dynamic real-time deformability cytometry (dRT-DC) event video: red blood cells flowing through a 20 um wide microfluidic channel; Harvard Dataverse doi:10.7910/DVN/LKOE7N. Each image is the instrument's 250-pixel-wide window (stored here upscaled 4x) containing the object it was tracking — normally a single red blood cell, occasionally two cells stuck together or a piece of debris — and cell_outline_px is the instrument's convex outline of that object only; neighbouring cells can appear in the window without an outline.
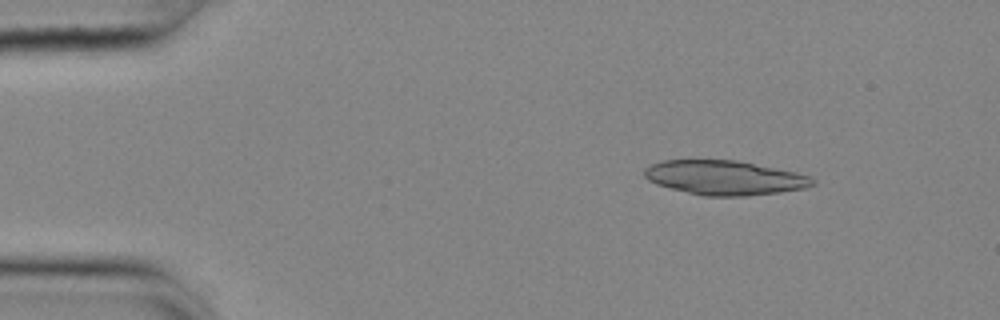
{"species": "common noctule bat (a hibernating species)", "species_latin": "Nyctalus noctula", "temperature_condition": "cold", "stored_images_in_passage": 48, "camera_frame_rate_fps": 3000, "um_per_image_px": 0.085, "animal": {"sex": "female", "body_mass_g": 25.1}, "frame": {"image": 1, "passage_image": 1, "time_ms": 0.0, "image_size_px": [1000, 320], "cell_outline_px": [[816, 184], [804, 188], [780, 192], [748, 196], [704, 196], [656, 184], [648, 180], [644, 176], [644, 168], [652, 164], [664, 160], [736, 160], [796, 172], [808, 176], [816, 180]], "centroid_in_image_um": [61.6, 15.1], "position_along_channel_um": 23.4, "area_um2": 33.58}}
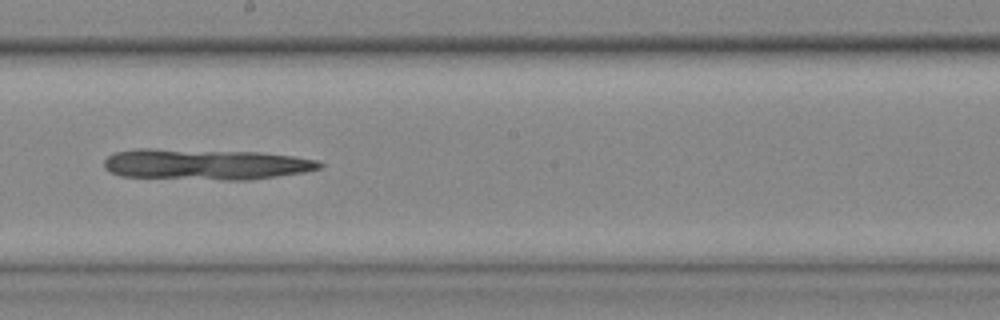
{"frame": {"image": 2, "passage_image": 24, "time_ms": 7.667, "image_size_px": [1000, 320], "cell_outline_px": [[324, 164], [320, 168], [304, 172], [252, 180], [224, 180], [120, 176], [108, 172], [104, 168], [104, 160], [108, 156], [116, 152], [136, 148], [148, 148], [260, 152], [296, 156], [316, 160]], "centroid_in_image_um": [17.46, 13.96], "position_along_channel_um": 230.7, "area_um2": 39.13}}
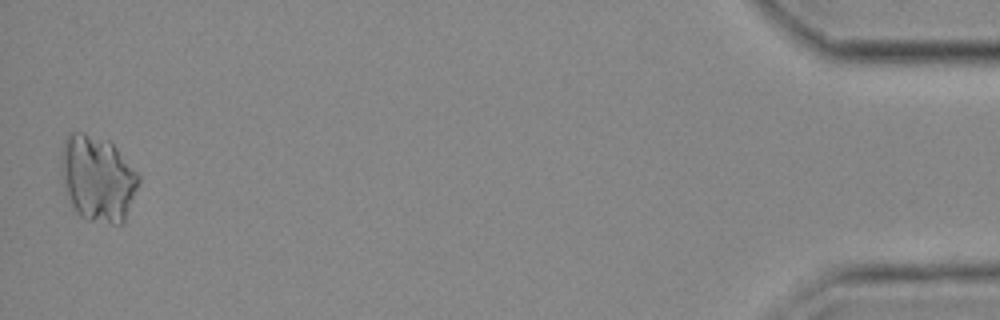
{"frame": {"image": 3, "passage_image": 47, "time_ms": 15.333, "image_size_px": [1000, 320], "cell_outline_px": [[140, 180], [124, 224], [112, 224], [88, 220], [80, 216], [76, 212], [72, 204], [60, 176], [60, 152], [64, 140], [68, 132], [84, 132], [108, 140], [116, 148], [140, 176]], "centroid_in_image_um": [8.27, 15.16], "position_along_channel_um": 426.9, "area_um2": 39.13}}